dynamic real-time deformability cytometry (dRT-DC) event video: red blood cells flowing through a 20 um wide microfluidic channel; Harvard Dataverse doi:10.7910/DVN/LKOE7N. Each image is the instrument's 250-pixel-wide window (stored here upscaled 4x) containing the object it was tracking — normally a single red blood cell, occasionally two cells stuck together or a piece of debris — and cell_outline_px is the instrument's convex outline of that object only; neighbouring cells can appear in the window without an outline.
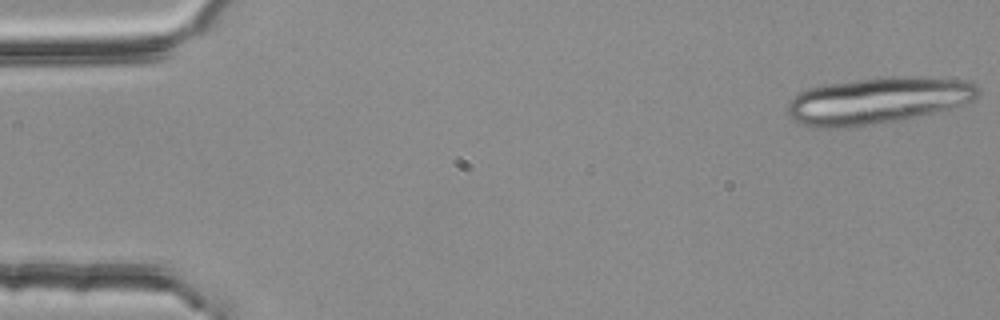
{"species": "common noctule bat (a hibernating species)", "species_latin": "Nyctalus noctula", "temperature_condition": "room temperature", "stored_images_in_passage": 18, "camera_frame_rate_fps": 3000, "um_per_image_px": 0.085, "animal": {"sex": "female", "body_mass_g": 25.1}, "frame": {"image": 1, "passage_image": 1, "time_ms": 0.0, "image_size_px": [1000, 320], "cell_outline_px": [[980, 96], [976, 100], [948, 108], [904, 120], [856, 128], [812, 128], [800, 124], [792, 120], [788, 116], [788, 104], [800, 92], [808, 88], [820, 84], [880, 76], [912, 76], [972, 80], [980, 88]], "centroid_in_image_um": [74.62, 8.55], "position_along_channel_um": 10.4, "area_um2": 53.12}}